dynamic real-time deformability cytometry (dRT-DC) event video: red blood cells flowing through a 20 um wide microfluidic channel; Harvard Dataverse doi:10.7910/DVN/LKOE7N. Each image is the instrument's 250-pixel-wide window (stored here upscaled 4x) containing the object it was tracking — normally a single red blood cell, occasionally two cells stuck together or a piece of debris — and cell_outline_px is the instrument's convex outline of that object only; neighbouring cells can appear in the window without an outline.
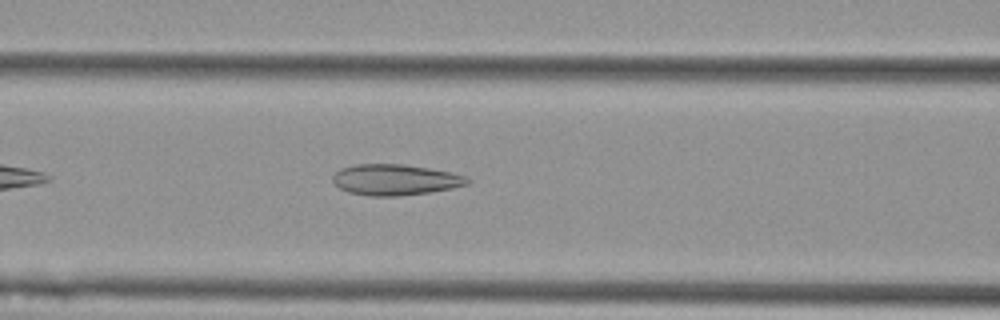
{"species": "Egyptian fruit bat (a non-hibernating species)", "species_latin": "Rousettus aegyptiacus", "temperature_condition": "cold", "stored_images_in_passage": 41, "camera_frame_rate_fps": 3000, "um_per_image_px": 0.085, "animal": {"sex": "female"}, "frame": {"image": 1, "passage_image": 9, "time_ms": 2.667, "image_size_px": [1000, 320], "cell_outline_px": [[472, 180], [468, 184], [452, 188], [428, 192], [400, 196], [368, 196], [348, 192], [340, 188], [332, 180], [332, 176], [340, 168], [356, 164], [404, 164], [452, 172], [464, 176]], "centroid_in_image_um": [33.58, 15.28], "position_along_channel_um": 133.0, "area_um2": 24.28}}
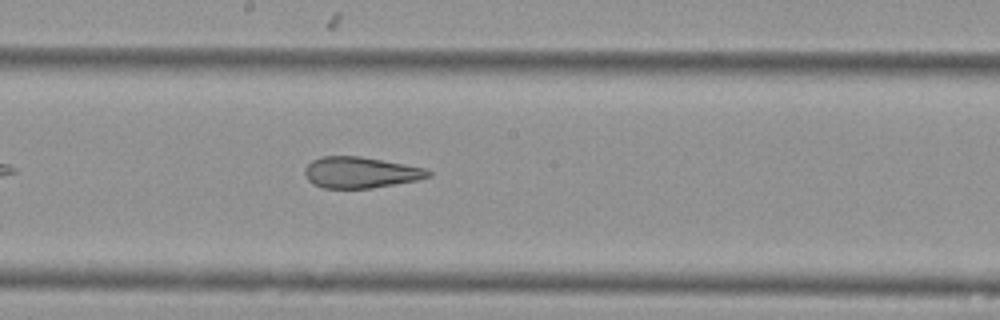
{"frame": {"image": 2, "passage_image": 16, "time_ms": 5.0, "image_size_px": [1000, 320], "cell_outline_px": [[432, 176], [416, 180], [372, 188], [324, 188], [312, 184], [308, 180], [304, 172], [304, 168], [312, 160], [320, 156], [360, 156], [404, 164], [424, 168], [432, 172]], "centroid_in_image_um": [30.61, 14.66], "position_along_channel_um": 217.6, "area_um2": 22.37}}
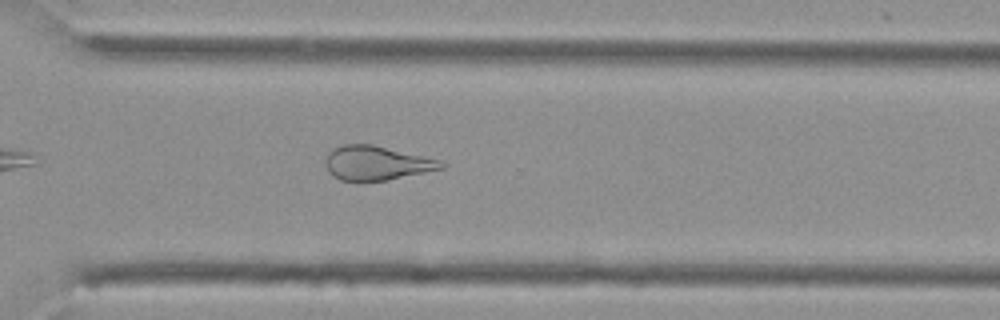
{"frame": {"image": 3, "passage_image": 26, "time_ms": 8.333, "image_size_px": [1000, 320], "cell_outline_px": [[444, 168], [384, 180], [340, 180], [332, 176], [324, 164], [324, 160], [328, 152], [332, 148], [344, 144], [372, 144], [440, 160], [444, 164]], "centroid_in_image_um": [31.94, 13.84], "position_along_channel_um": 338.7, "area_um2": 22.77}, "authors_computed_cell_mechanics": {"area_um2": 24.6806, "velocity_mm_per_s": 3.6315, "shape_relaxation_time_tau1_ms": null, "shape_relaxation_time_tau2_ms": 2.46, "deformation_change_tau1": null, "deformation_change_tau2": 0.096}}